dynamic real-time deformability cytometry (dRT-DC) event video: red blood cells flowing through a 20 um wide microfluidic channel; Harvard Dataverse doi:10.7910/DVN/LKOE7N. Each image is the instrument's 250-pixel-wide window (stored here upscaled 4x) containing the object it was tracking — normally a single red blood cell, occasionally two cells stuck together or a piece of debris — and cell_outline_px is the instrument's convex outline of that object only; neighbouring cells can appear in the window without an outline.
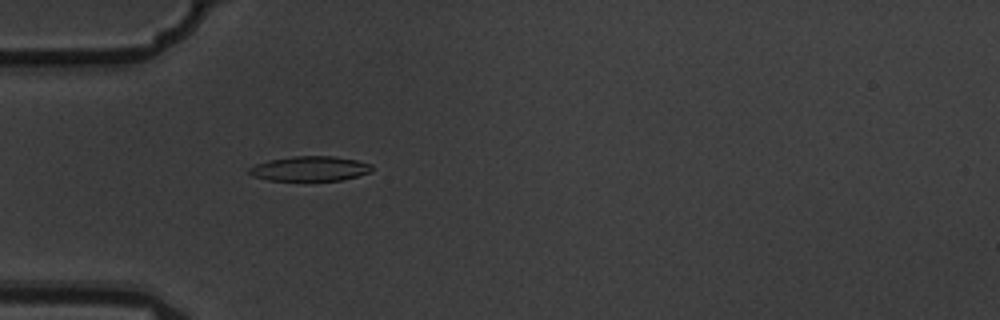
{"species": "common noctule bat (a hibernating species)", "species_latin": "Nyctalus noctula", "temperature_condition": "warm", "stored_images_in_passage": 5, "camera_frame_rate_fps": 3000, "um_per_image_px": 0.085, "animal": {"sex": "male", "body_mass_g": 19.5, "forearm_length_mm": 54.6}, "frame": {"image": 1, "passage_image": 5, "time_ms": 1.333, "image_size_px": [1000, 320], "cell_outline_px": [[372, 172], [340, 180], [268, 180], [252, 176], [248, 172], [248, 168], [256, 164], [268, 160], [292, 156], [332, 156], [356, 160], [372, 164]], "centroid_in_image_um": [26.32, 14.33], "position_along_channel_um": 58.7, "area_um2": 17.69}}